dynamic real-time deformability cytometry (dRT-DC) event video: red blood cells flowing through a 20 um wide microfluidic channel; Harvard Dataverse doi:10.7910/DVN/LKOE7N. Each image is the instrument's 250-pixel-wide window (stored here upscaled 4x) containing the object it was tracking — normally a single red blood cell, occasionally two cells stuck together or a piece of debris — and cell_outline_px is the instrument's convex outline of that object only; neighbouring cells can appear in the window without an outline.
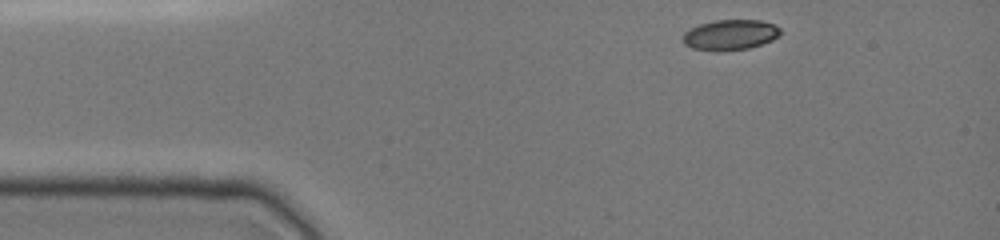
{"species": "common noctule bat (a hibernating species)", "species_latin": "Nyctalus noctula", "temperature_condition": "cold", "stored_images_in_passage": 36, "camera_frame_rate_fps": 3000, "um_per_image_px": 0.085, "animal": {"sex": "female", "body_mass_g": 19.0, "forearm_length_mm": 51.5}, "frame": {"image": 1, "passage_image": 1, "time_ms": 0.0, "image_size_px": [1000, 240], "cell_outline_px": [[780, 36], [772, 40], [748, 48], [716, 52], [692, 48], [684, 44], [684, 32], [700, 24], [716, 20], [760, 20], [776, 24], [780, 28]], "centroid_in_image_um": [62.09, 2.96], "position_along_channel_um": 22.9, "area_um2": 17.28}}
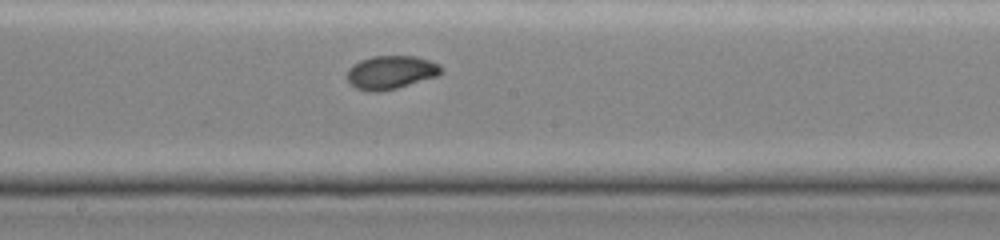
{"frame": {"image": 2, "passage_image": 20, "time_ms": 6.333, "image_size_px": [1000, 240], "cell_outline_px": [[444, 72], [436, 76], [396, 88], [376, 92], [368, 92], [356, 88], [348, 80], [348, 68], [352, 64], [360, 60], [372, 56], [416, 56], [440, 64], [444, 68]], "centroid_in_image_um": [33.23, 6.14], "position_along_channel_um": 215.0, "area_um2": 18.32}}
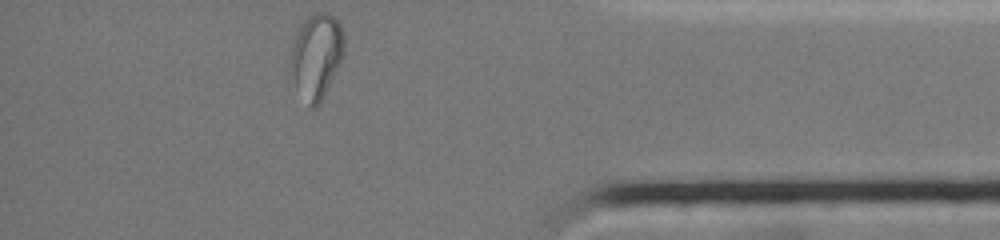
{"frame": {"image": 3, "passage_image": 36, "time_ms": 11.667, "image_size_px": [1000, 240], "cell_outline_px": [[344, 44], [340, 60], [324, 96], [320, 104], [316, 108], [312, 108], [296, 84], [292, 72], [292, 48], [296, 28], [308, 16], [316, 12], [328, 12], [340, 24], [344, 36]], "centroid_in_image_um": [26.9, 4.68], "position_along_channel_um": 408.3, "area_um2": 25.66}}